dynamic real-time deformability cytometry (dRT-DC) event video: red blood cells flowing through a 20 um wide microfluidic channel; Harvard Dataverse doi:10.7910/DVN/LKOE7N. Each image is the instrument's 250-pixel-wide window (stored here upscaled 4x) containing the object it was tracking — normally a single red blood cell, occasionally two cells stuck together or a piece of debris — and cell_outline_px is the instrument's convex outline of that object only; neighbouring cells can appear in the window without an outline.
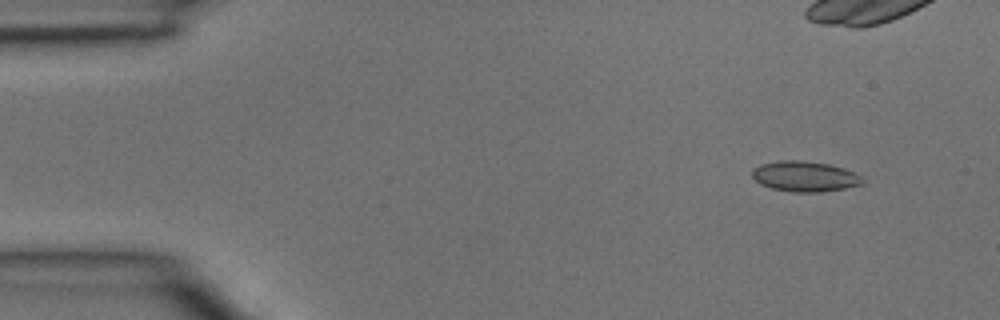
{"species": "common noctule bat (a hibernating species)", "species_latin": "Nyctalus noctula", "temperature_condition": "room temperature", "stored_images_in_passage": 3, "camera_frame_rate_fps": 3000, "um_per_image_px": 0.085, "animal": {"sex": "male", "body_mass_g": 15.6}, "frame": {"image": 1, "passage_image": 1, "time_ms": 0.0, "image_size_px": [1000, 320], "cell_outline_px": [[864, 184], [844, 188], [820, 192], [792, 192], [772, 188], [760, 184], [752, 176], [752, 168], [760, 164], [780, 160], [804, 160], [828, 164], [844, 168], [860, 176], [864, 180]], "centroid_in_image_um": [68.39, 14.99], "position_along_channel_um": 16.6, "area_um2": 19.59}}